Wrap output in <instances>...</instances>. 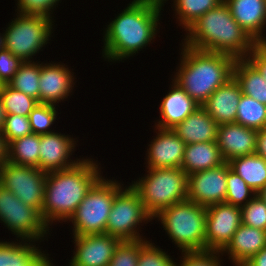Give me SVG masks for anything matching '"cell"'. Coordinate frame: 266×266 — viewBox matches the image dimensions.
Instances as JSON below:
<instances>
[{
    "instance_id": "obj_33",
    "label": "cell",
    "mask_w": 266,
    "mask_h": 266,
    "mask_svg": "<svg viewBox=\"0 0 266 266\" xmlns=\"http://www.w3.org/2000/svg\"><path fill=\"white\" fill-rule=\"evenodd\" d=\"M226 186L227 191L225 203L233 206H238L240 208L242 206H245L246 203L252 200L253 197L257 194L246 184L245 180H243L236 172H234L230 168L229 163L226 177ZM251 194H253L252 197Z\"/></svg>"
},
{
    "instance_id": "obj_35",
    "label": "cell",
    "mask_w": 266,
    "mask_h": 266,
    "mask_svg": "<svg viewBox=\"0 0 266 266\" xmlns=\"http://www.w3.org/2000/svg\"><path fill=\"white\" fill-rule=\"evenodd\" d=\"M147 240L121 241L115 249L109 266H137L140 249Z\"/></svg>"
},
{
    "instance_id": "obj_21",
    "label": "cell",
    "mask_w": 266,
    "mask_h": 266,
    "mask_svg": "<svg viewBox=\"0 0 266 266\" xmlns=\"http://www.w3.org/2000/svg\"><path fill=\"white\" fill-rule=\"evenodd\" d=\"M265 246L266 231L241 224L221 253H228L235 266H242Z\"/></svg>"
},
{
    "instance_id": "obj_34",
    "label": "cell",
    "mask_w": 266,
    "mask_h": 266,
    "mask_svg": "<svg viewBox=\"0 0 266 266\" xmlns=\"http://www.w3.org/2000/svg\"><path fill=\"white\" fill-rule=\"evenodd\" d=\"M55 105L38 103L29 113L31 130L37 135L50 133V126L56 120L57 111Z\"/></svg>"
},
{
    "instance_id": "obj_48",
    "label": "cell",
    "mask_w": 266,
    "mask_h": 266,
    "mask_svg": "<svg viewBox=\"0 0 266 266\" xmlns=\"http://www.w3.org/2000/svg\"><path fill=\"white\" fill-rule=\"evenodd\" d=\"M257 44L266 52V36L262 37Z\"/></svg>"
},
{
    "instance_id": "obj_31",
    "label": "cell",
    "mask_w": 266,
    "mask_h": 266,
    "mask_svg": "<svg viewBox=\"0 0 266 266\" xmlns=\"http://www.w3.org/2000/svg\"><path fill=\"white\" fill-rule=\"evenodd\" d=\"M39 78L40 63H34L31 60L21 64L19 70L8 84L39 102Z\"/></svg>"
},
{
    "instance_id": "obj_41",
    "label": "cell",
    "mask_w": 266,
    "mask_h": 266,
    "mask_svg": "<svg viewBox=\"0 0 266 266\" xmlns=\"http://www.w3.org/2000/svg\"><path fill=\"white\" fill-rule=\"evenodd\" d=\"M23 61L5 48L0 50V81L8 84L19 70Z\"/></svg>"
},
{
    "instance_id": "obj_37",
    "label": "cell",
    "mask_w": 266,
    "mask_h": 266,
    "mask_svg": "<svg viewBox=\"0 0 266 266\" xmlns=\"http://www.w3.org/2000/svg\"><path fill=\"white\" fill-rule=\"evenodd\" d=\"M29 117L17 114H6L1 135L7 146L11 141L32 134Z\"/></svg>"
},
{
    "instance_id": "obj_28",
    "label": "cell",
    "mask_w": 266,
    "mask_h": 266,
    "mask_svg": "<svg viewBox=\"0 0 266 266\" xmlns=\"http://www.w3.org/2000/svg\"><path fill=\"white\" fill-rule=\"evenodd\" d=\"M40 135L32 133L6 146V160L17 165L39 168Z\"/></svg>"
},
{
    "instance_id": "obj_20",
    "label": "cell",
    "mask_w": 266,
    "mask_h": 266,
    "mask_svg": "<svg viewBox=\"0 0 266 266\" xmlns=\"http://www.w3.org/2000/svg\"><path fill=\"white\" fill-rule=\"evenodd\" d=\"M172 84L171 91L161 102L160 113L162 118L155 125L156 128L173 129L200 107L176 82L173 81Z\"/></svg>"
},
{
    "instance_id": "obj_15",
    "label": "cell",
    "mask_w": 266,
    "mask_h": 266,
    "mask_svg": "<svg viewBox=\"0 0 266 266\" xmlns=\"http://www.w3.org/2000/svg\"><path fill=\"white\" fill-rule=\"evenodd\" d=\"M74 140L67 135L55 132L40 135L39 169L48 173L76 165L80 159L77 161L68 159L75 148Z\"/></svg>"
},
{
    "instance_id": "obj_25",
    "label": "cell",
    "mask_w": 266,
    "mask_h": 266,
    "mask_svg": "<svg viewBox=\"0 0 266 266\" xmlns=\"http://www.w3.org/2000/svg\"><path fill=\"white\" fill-rule=\"evenodd\" d=\"M225 161L217 142L187 144L181 168L187 175L220 166Z\"/></svg>"
},
{
    "instance_id": "obj_11",
    "label": "cell",
    "mask_w": 266,
    "mask_h": 266,
    "mask_svg": "<svg viewBox=\"0 0 266 266\" xmlns=\"http://www.w3.org/2000/svg\"><path fill=\"white\" fill-rule=\"evenodd\" d=\"M46 174L39 168L17 165L6 160L0 166V184L42 216Z\"/></svg>"
},
{
    "instance_id": "obj_14",
    "label": "cell",
    "mask_w": 266,
    "mask_h": 266,
    "mask_svg": "<svg viewBox=\"0 0 266 266\" xmlns=\"http://www.w3.org/2000/svg\"><path fill=\"white\" fill-rule=\"evenodd\" d=\"M76 251L69 266H109L120 239L106 233L74 236Z\"/></svg>"
},
{
    "instance_id": "obj_38",
    "label": "cell",
    "mask_w": 266,
    "mask_h": 266,
    "mask_svg": "<svg viewBox=\"0 0 266 266\" xmlns=\"http://www.w3.org/2000/svg\"><path fill=\"white\" fill-rule=\"evenodd\" d=\"M163 249L149 241L140 249L137 266H175V263Z\"/></svg>"
},
{
    "instance_id": "obj_1",
    "label": "cell",
    "mask_w": 266,
    "mask_h": 266,
    "mask_svg": "<svg viewBox=\"0 0 266 266\" xmlns=\"http://www.w3.org/2000/svg\"><path fill=\"white\" fill-rule=\"evenodd\" d=\"M163 5L161 0H133L105 29L104 58L124 60L150 44Z\"/></svg>"
},
{
    "instance_id": "obj_30",
    "label": "cell",
    "mask_w": 266,
    "mask_h": 266,
    "mask_svg": "<svg viewBox=\"0 0 266 266\" xmlns=\"http://www.w3.org/2000/svg\"><path fill=\"white\" fill-rule=\"evenodd\" d=\"M163 3L167 0H161ZM224 0H174L175 11L180 25L187 30L202 15L217 7Z\"/></svg>"
},
{
    "instance_id": "obj_2",
    "label": "cell",
    "mask_w": 266,
    "mask_h": 266,
    "mask_svg": "<svg viewBox=\"0 0 266 266\" xmlns=\"http://www.w3.org/2000/svg\"><path fill=\"white\" fill-rule=\"evenodd\" d=\"M184 45L207 52L246 59L257 42L235 21L223 1L202 15L186 32Z\"/></svg>"
},
{
    "instance_id": "obj_9",
    "label": "cell",
    "mask_w": 266,
    "mask_h": 266,
    "mask_svg": "<svg viewBox=\"0 0 266 266\" xmlns=\"http://www.w3.org/2000/svg\"><path fill=\"white\" fill-rule=\"evenodd\" d=\"M152 219L139 193L130 185L115 194L105 233L121 241L140 240L143 238L137 231V225Z\"/></svg>"
},
{
    "instance_id": "obj_43",
    "label": "cell",
    "mask_w": 266,
    "mask_h": 266,
    "mask_svg": "<svg viewBox=\"0 0 266 266\" xmlns=\"http://www.w3.org/2000/svg\"><path fill=\"white\" fill-rule=\"evenodd\" d=\"M255 154L263 157L266 160V127L258 130Z\"/></svg>"
},
{
    "instance_id": "obj_18",
    "label": "cell",
    "mask_w": 266,
    "mask_h": 266,
    "mask_svg": "<svg viewBox=\"0 0 266 266\" xmlns=\"http://www.w3.org/2000/svg\"><path fill=\"white\" fill-rule=\"evenodd\" d=\"M74 77L65 64H40L39 103L55 105L72 92Z\"/></svg>"
},
{
    "instance_id": "obj_5",
    "label": "cell",
    "mask_w": 266,
    "mask_h": 266,
    "mask_svg": "<svg viewBox=\"0 0 266 266\" xmlns=\"http://www.w3.org/2000/svg\"><path fill=\"white\" fill-rule=\"evenodd\" d=\"M148 169L146 177L131 186L153 218L165 208L187 200L188 175L182 168Z\"/></svg>"
},
{
    "instance_id": "obj_29",
    "label": "cell",
    "mask_w": 266,
    "mask_h": 266,
    "mask_svg": "<svg viewBox=\"0 0 266 266\" xmlns=\"http://www.w3.org/2000/svg\"><path fill=\"white\" fill-rule=\"evenodd\" d=\"M235 122L251 129L261 130L265 128L266 105L242 94L237 105Z\"/></svg>"
},
{
    "instance_id": "obj_42",
    "label": "cell",
    "mask_w": 266,
    "mask_h": 266,
    "mask_svg": "<svg viewBox=\"0 0 266 266\" xmlns=\"http://www.w3.org/2000/svg\"><path fill=\"white\" fill-rule=\"evenodd\" d=\"M246 59L259 71L266 81V52L257 44Z\"/></svg>"
},
{
    "instance_id": "obj_6",
    "label": "cell",
    "mask_w": 266,
    "mask_h": 266,
    "mask_svg": "<svg viewBox=\"0 0 266 266\" xmlns=\"http://www.w3.org/2000/svg\"><path fill=\"white\" fill-rule=\"evenodd\" d=\"M156 217L161 220L164 230L182 252L205 250V206L185 200L165 208Z\"/></svg>"
},
{
    "instance_id": "obj_19",
    "label": "cell",
    "mask_w": 266,
    "mask_h": 266,
    "mask_svg": "<svg viewBox=\"0 0 266 266\" xmlns=\"http://www.w3.org/2000/svg\"><path fill=\"white\" fill-rule=\"evenodd\" d=\"M241 95V87L233 76L217 88L201 107L218 125L234 123Z\"/></svg>"
},
{
    "instance_id": "obj_13",
    "label": "cell",
    "mask_w": 266,
    "mask_h": 266,
    "mask_svg": "<svg viewBox=\"0 0 266 266\" xmlns=\"http://www.w3.org/2000/svg\"><path fill=\"white\" fill-rule=\"evenodd\" d=\"M228 162L220 166L188 175L187 200L210 206L225 203Z\"/></svg>"
},
{
    "instance_id": "obj_22",
    "label": "cell",
    "mask_w": 266,
    "mask_h": 266,
    "mask_svg": "<svg viewBox=\"0 0 266 266\" xmlns=\"http://www.w3.org/2000/svg\"><path fill=\"white\" fill-rule=\"evenodd\" d=\"M235 21L256 41L266 25L265 0H224Z\"/></svg>"
},
{
    "instance_id": "obj_12",
    "label": "cell",
    "mask_w": 266,
    "mask_h": 266,
    "mask_svg": "<svg viewBox=\"0 0 266 266\" xmlns=\"http://www.w3.org/2000/svg\"><path fill=\"white\" fill-rule=\"evenodd\" d=\"M241 224L240 207L226 203L207 206L205 250L222 251Z\"/></svg>"
},
{
    "instance_id": "obj_47",
    "label": "cell",
    "mask_w": 266,
    "mask_h": 266,
    "mask_svg": "<svg viewBox=\"0 0 266 266\" xmlns=\"http://www.w3.org/2000/svg\"><path fill=\"white\" fill-rule=\"evenodd\" d=\"M257 195L266 203V185L257 193Z\"/></svg>"
},
{
    "instance_id": "obj_17",
    "label": "cell",
    "mask_w": 266,
    "mask_h": 266,
    "mask_svg": "<svg viewBox=\"0 0 266 266\" xmlns=\"http://www.w3.org/2000/svg\"><path fill=\"white\" fill-rule=\"evenodd\" d=\"M257 133L258 130L236 122L218 125L216 142L224 161L255 154Z\"/></svg>"
},
{
    "instance_id": "obj_4",
    "label": "cell",
    "mask_w": 266,
    "mask_h": 266,
    "mask_svg": "<svg viewBox=\"0 0 266 266\" xmlns=\"http://www.w3.org/2000/svg\"><path fill=\"white\" fill-rule=\"evenodd\" d=\"M182 52L181 64L173 81L201 106L217 88L233 77L236 59L184 44Z\"/></svg>"
},
{
    "instance_id": "obj_26",
    "label": "cell",
    "mask_w": 266,
    "mask_h": 266,
    "mask_svg": "<svg viewBox=\"0 0 266 266\" xmlns=\"http://www.w3.org/2000/svg\"><path fill=\"white\" fill-rule=\"evenodd\" d=\"M233 76L238 81L243 95L266 105V81L247 59H236Z\"/></svg>"
},
{
    "instance_id": "obj_44",
    "label": "cell",
    "mask_w": 266,
    "mask_h": 266,
    "mask_svg": "<svg viewBox=\"0 0 266 266\" xmlns=\"http://www.w3.org/2000/svg\"><path fill=\"white\" fill-rule=\"evenodd\" d=\"M242 266H266V246Z\"/></svg>"
},
{
    "instance_id": "obj_32",
    "label": "cell",
    "mask_w": 266,
    "mask_h": 266,
    "mask_svg": "<svg viewBox=\"0 0 266 266\" xmlns=\"http://www.w3.org/2000/svg\"><path fill=\"white\" fill-rule=\"evenodd\" d=\"M0 98L6 114L29 116V113L39 103L36 99L3 84L0 89Z\"/></svg>"
},
{
    "instance_id": "obj_8",
    "label": "cell",
    "mask_w": 266,
    "mask_h": 266,
    "mask_svg": "<svg viewBox=\"0 0 266 266\" xmlns=\"http://www.w3.org/2000/svg\"><path fill=\"white\" fill-rule=\"evenodd\" d=\"M52 18L18 13L5 33V49L23 62L30 61L49 41Z\"/></svg>"
},
{
    "instance_id": "obj_39",
    "label": "cell",
    "mask_w": 266,
    "mask_h": 266,
    "mask_svg": "<svg viewBox=\"0 0 266 266\" xmlns=\"http://www.w3.org/2000/svg\"><path fill=\"white\" fill-rule=\"evenodd\" d=\"M180 265L175 266H221L217 250L184 251ZM217 255H219L217 257Z\"/></svg>"
},
{
    "instance_id": "obj_3",
    "label": "cell",
    "mask_w": 266,
    "mask_h": 266,
    "mask_svg": "<svg viewBox=\"0 0 266 266\" xmlns=\"http://www.w3.org/2000/svg\"><path fill=\"white\" fill-rule=\"evenodd\" d=\"M91 160L82 159L71 168L46 174L42 219L47 226L55 220H69L87 192L102 177L99 165Z\"/></svg>"
},
{
    "instance_id": "obj_45",
    "label": "cell",
    "mask_w": 266,
    "mask_h": 266,
    "mask_svg": "<svg viewBox=\"0 0 266 266\" xmlns=\"http://www.w3.org/2000/svg\"><path fill=\"white\" fill-rule=\"evenodd\" d=\"M6 161V145L0 132V166Z\"/></svg>"
},
{
    "instance_id": "obj_46",
    "label": "cell",
    "mask_w": 266,
    "mask_h": 266,
    "mask_svg": "<svg viewBox=\"0 0 266 266\" xmlns=\"http://www.w3.org/2000/svg\"><path fill=\"white\" fill-rule=\"evenodd\" d=\"M5 116H6V113H5L1 98H0V132L4 126Z\"/></svg>"
},
{
    "instance_id": "obj_40",
    "label": "cell",
    "mask_w": 266,
    "mask_h": 266,
    "mask_svg": "<svg viewBox=\"0 0 266 266\" xmlns=\"http://www.w3.org/2000/svg\"><path fill=\"white\" fill-rule=\"evenodd\" d=\"M60 0H18L17 7L20 14L38 15L52 18L50 11Z\"/></svg>"
},
{
    "instance_id": "obj_7",
    "label": "cell",
    "mask_w": 266,
    "mask_h": 266,
    "mask_svg": "<svg viewBox=\"0 0 266 266\" xmlns=\"http://www.w3.org/2000/svg\"><path fill=\"white\" fill-rule=\"evenodd\" d=\"M121 188L120 183L101 177L87 192L69 219L73 223V235L105 233L115 194Z\"/></svg>"
},
{
    "instance_id": "obj_16",
    "label": "cell",
    "mask_w": 266,
    "mask_h": 266,
    "mask_svg": "<svg viewBox=\"0 0 266 266\" xmlns=\"http://www.w3.org/2000/svg\"><path fill=\"white\" fill-rule=\"evenodd\" d=\"M158 129L148 149L147 168H181L185 142L173 129Z\"/></svg>"
},
{
    "instance_id": "obj_27",
    "label": "cell",
    "mask_w": 266,
    "mask_h": 266,
    "mask_svg": "<svg viewBox=\"0 0 266 266\" xmlns=\"http://www.w3.org/2000/svg\"><path fill=\"white\" fill-rule=\"evenodd\" d=\"M228 163L256 193L266 185V160L263 157L257 154L239 156Z\"/></svg>"
},
{
    "instance_id": "obj_24",
    "label": "cell",
    "mask_w": 266,
    "mask_h": 266,
    "mask_svg": "<svg viewBox=\"0 0 266 266\" xmlns=\"http://www.w3.org/2000/svg\"><path fill=\"white\" fill-rule=\"evenodd\" d=\"M30 242L0 241V266H54L46 254Z\"/></svg>"
},
{
    "instance_id": "obj_49",
    "label": "cell",
    "mask_w": 266,
    "mask_h": 266,
    "mask_svg": "<svg viewBox=\"0 0 266 266\" xmlns=\"http://www.w3.org/2000/svg\"><path fill=\"white\" fill-rule=\"evenodd\" d=\"M5 48L4 33L0 35V50Z\"/></svg>"
},
{
    "instance_id": "obj_10",
    "label": "cell",
    "mask_w": 266,
    "mask_h": 266,
    "mask_svg": "<svg viewBox=\"0 0 266 266\" xmlns=\"http://www.w3.org/2000/svg\"><path fill=\"white\" fill-rule=\"evenodd\" d=\"M0 220L17 238L38 241L49 232L41 214L0 184ZM48 231V232H47Z\"/></svg>"
},
{
    "instance_id": "obj_23",
    "label": "cell",
    "mask_w": 266,
    "mask_h": 266,
    "mask_svg": "<svg viewBox=\"0 0 266 266\" xmlns=\"http://www.w3.org/2000/svg\"><path fill=\"white\" fill-rule=\"evenodd\" d=\"M217 128L215 120L200 106L184 121L177 124L173 131L187 145L217 141Z\"/></svg>"
},
{
    "instance_id": "obj_36",
    "label": "cell",
    "mask_w": 266,
    "mask_h": 266,
    "mask_svg": "<svg viewBox=\"0 0 266 266\" xmlns=\"http://www.w3.org/2000/svg\"><path fill=\"white\" fill-rule=\"evenodd\" d=\"M242 224L266 231V203L257 194L241 207Z\"/></svg>"
}]
</instances>
